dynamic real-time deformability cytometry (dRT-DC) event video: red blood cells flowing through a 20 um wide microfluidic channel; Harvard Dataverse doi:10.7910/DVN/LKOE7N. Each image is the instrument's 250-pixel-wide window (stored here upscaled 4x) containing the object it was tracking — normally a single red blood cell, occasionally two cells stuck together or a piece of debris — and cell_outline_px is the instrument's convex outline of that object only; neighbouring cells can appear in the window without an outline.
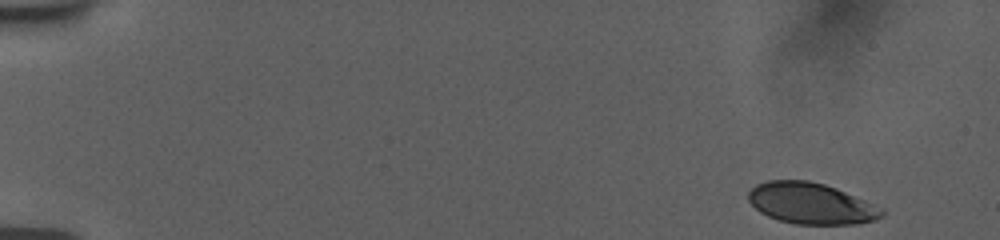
{"species": "human", "species_latin": "Homo sapiens", "temperature_condition": "room temperature", "stored_images_in_passage": 52, "camera_frame_rate_fps": 3000, "um_per_image_px": 0.085, "donor": {"sex": "female"}, "frame": {"image": 1, "passage_image": 1, "time_ms": 0.0, "image_size_px": [1000, 240], "cell_outline_px": [[884, 216], [876, 220], [856, 224], [796, 224], [780, 220], [768, 216], [760, 212], [748, 200], [748, 192], [756, 184], [768, 180], [808, 180], [824, 184], [836, 188], [884, 208]], "centroid_in_image_um": [68.96, 17.29], "position_along_channel_um": 16.0, "area_um2": 32.08}}
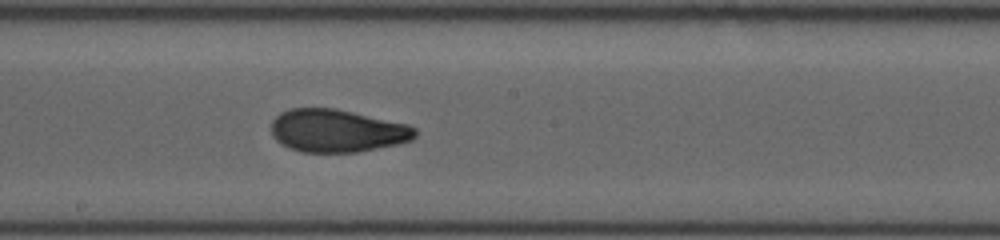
{"frame": {"image": 2, "passage_image": 29, "time_ms": 9.333, "image_size_px": [1000, 240], "cell_outline_px": [[416, 136], [412, 140], [396, 144], [356, 152], [300, 152], [288, 148], [280, 144], [272, 136], [272, 120], [280, 112], [288, 108], [336, 108], [408, 124], [416, 128]], "centroid_in_image_um": [28.62, 11.11], "position_along_channel_um": 219.6, "area_um2": 36.07}}
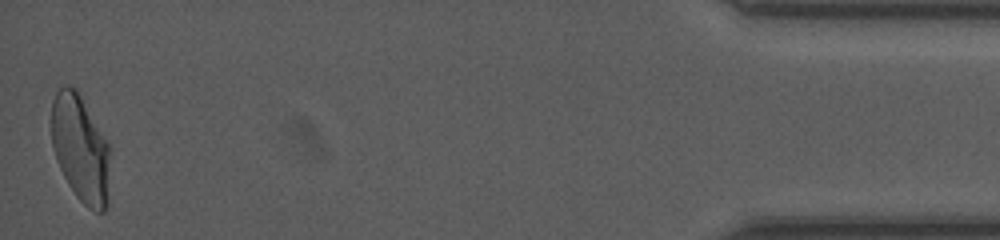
{"frame": {"image": 3, "passage_image": 52, "time_ms": 17.0, "image_size_px": [1000, 240], "cell_outline_px": [[112, 148], [108, 204], [104, 212], [96, 212], [88, 208], [76, 196], [68, 184], [56, 160], [52, 144], [52, 100], [56, 92], [64, 84], [68, 84], [76, 88]], "centroid_in_image_um": [6.89, 12.65], "position_along_channel_um": 428.3, "area_um2": 37.34}, "authors_computed_cell_mechanics": {"area_um2": 35.6337, "velocity_mm_per_s": 3.7576, "shape_relaxation_time_tau1_ms": 7.448, "shape_relaxation_time_tau2_ms": 1.3142, "deformation_change_tau1": 0.2066, "deformation_change_tau2": 0.0714}}